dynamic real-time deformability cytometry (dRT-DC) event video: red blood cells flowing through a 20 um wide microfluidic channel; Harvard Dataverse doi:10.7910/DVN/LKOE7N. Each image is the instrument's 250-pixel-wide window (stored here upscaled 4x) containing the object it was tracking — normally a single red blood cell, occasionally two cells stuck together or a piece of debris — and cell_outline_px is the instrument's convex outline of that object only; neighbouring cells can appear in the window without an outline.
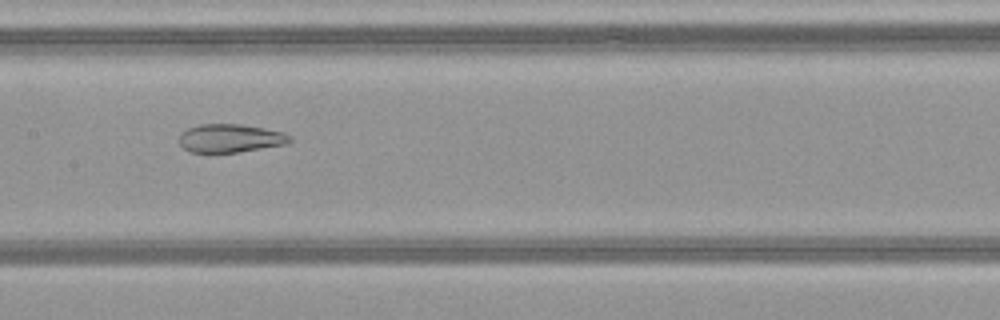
{"species": "common noctule bat (a hibernating species)", "species_latin": "Nyctalus noctula", "temperature_condition": "warm", "stored_images_in_passage": 39, "camera_frame_rate_fps": 3000, "um_per_image_px": 0.085, "animal": {"sex": "female", "body_mass_g": 21.9}, "frame": {"image": 1, "passage_image": 16, "time_ms": 5.0, "image_size_px": [1000, 320], "cell_outline_px": [[292, 140], [288, 144], [240, 152], [192, 152], [184, 148], [180, 144], [180, 132], [188, 128], [200, 124], [240, 124], [264, 128], [284, 132], [292, 136]], "centroid_in_image_um": [19.62, 11.75], "position_along_channel_um": 187.8, "area_um2": 18.38}}
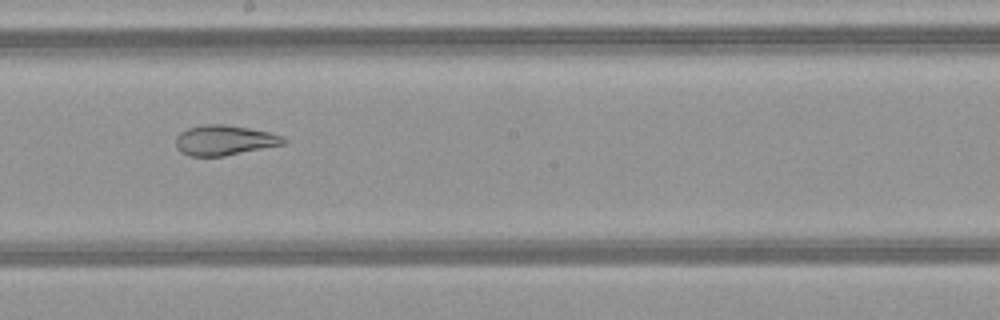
{"frame": {"image": 2, "passage_image": 19, "time_ms": 6.0, "image_size_px": [1000, 320], "cell_outline_px": [[288, 140], [284, 144], [224, 156], [188, 156], [180, 152], [176, 148], [176, 136], [180, 132], [188, 128], [204, 124], [224, 124], [248, 128], [268, 132], [284, 136]], "centroid_in_image_um": [19.06, 11.92], "position_along_channel_um": 229.1, "area_um2": 18.96}}
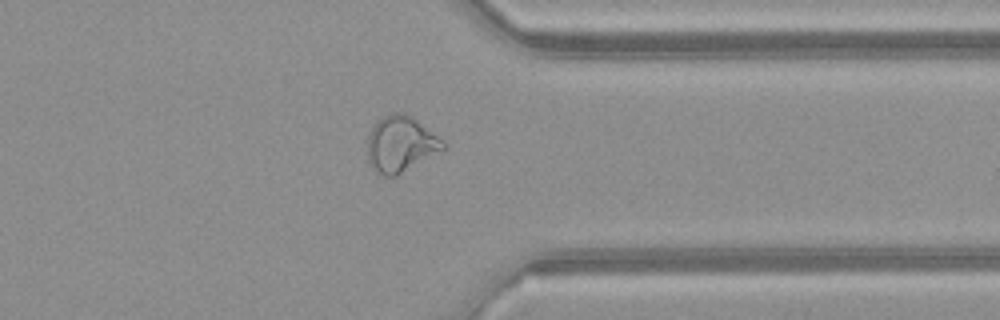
{"frame": {"image": 3, "passage_image": 30, "time_ms": 9.667, "image_size_px": [1000, 320], "cell_outline_px": [[448, 148], [396, 176], [384, 176], [376, 172], [368, 160], [368, 136], [376, 120], [392, 112], [404, 112], [412, 116], [436, 136]], "centroid_in_image_um": [34.04, 12.25], "position_along_channel_um": 377.4, "area_um2": 24.51}, "authors_computed_cell_mechanics": {"area_um2": 23.2356, "velocity_mm_per_s": 4.1448, "shape_relaxation_time_tau1_ms": null, "shape_relaxation_time_tau2_ms": 1.5065, "deformation_change_tau1": null, "deformation_change_tau2": 0.0956}}